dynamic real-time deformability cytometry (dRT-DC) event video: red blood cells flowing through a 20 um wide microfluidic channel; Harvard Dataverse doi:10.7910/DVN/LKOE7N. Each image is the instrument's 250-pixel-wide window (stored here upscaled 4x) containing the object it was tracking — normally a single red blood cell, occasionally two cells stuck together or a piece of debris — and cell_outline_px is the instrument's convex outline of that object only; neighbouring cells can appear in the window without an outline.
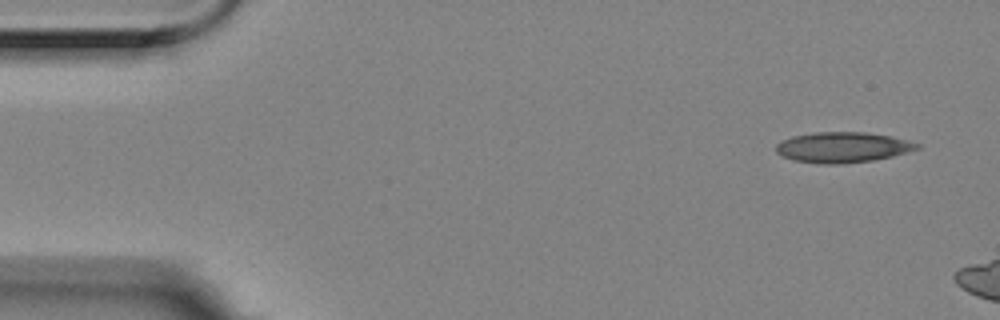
{"species": "Egyptian fruit bat (a non-hibernating species)", "species_latin": "Rousettus aegyptiacus", "temperature_condition": "room temperature", "stored_images_in_passage": 3, "camera_frame_rate_fps": 3000, "um_per_image_px": 0.085, "animal": {"sex": "female"}, "frame": {"image": 1, "passage_image": 1, "time_ms": 0.0, "image_size_px": [1000, 320], "cell_outline_px": [[920, 148], [892, 156], [872, 160], [840, 164], [820, 164], [792, 160], [780, 156], [776, 152], [776, 144], [780, 140], [792, 136], [812, 132], [868, 132], [888, 136], [920, 144]], "centroid_in_image_um": [71.54, 12.52], "position_along_channel_um": 13.5, "area_um2": 25.09}}